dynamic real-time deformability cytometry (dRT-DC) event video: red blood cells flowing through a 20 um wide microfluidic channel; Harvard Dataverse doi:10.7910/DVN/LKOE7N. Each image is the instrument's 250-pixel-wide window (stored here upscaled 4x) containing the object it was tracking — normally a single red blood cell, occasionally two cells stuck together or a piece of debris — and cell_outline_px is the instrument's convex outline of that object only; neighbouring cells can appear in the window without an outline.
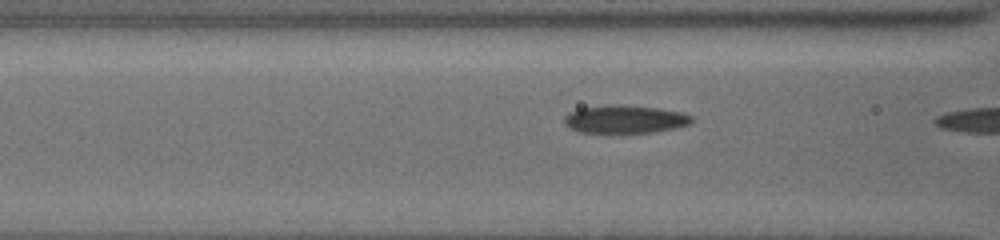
{"species": "common noctule bat (a hibernating species)", "species_latin": "Nyctalus noctula", "temperature_condition": "cold", "stored_images_in_passage": 7, "camera_frame_rate_fps": 3000, "um_per_image_px": 0.085, "animal": {"sex": "female", "body_mass_g": 19.5, "forearm_length_mm": 54.1}, "frame": {"image": 1, "passage_image": 6, "time_ms": 1.667, "image_size_px": [1000, 240], "cell_outline_px": [[692, 120], [688, 124], [676, 128], [652, 132], [580, 132], [568, 128], [564, 124], [564, 116], [568, 112], [580, 108], [616, 104], [660, 108], [680, 112], [692, 116]], "centroid_in_image_um": [53.08, 10.13], "position_along_channel_um": 113.5, "area_um2": 20.69}}